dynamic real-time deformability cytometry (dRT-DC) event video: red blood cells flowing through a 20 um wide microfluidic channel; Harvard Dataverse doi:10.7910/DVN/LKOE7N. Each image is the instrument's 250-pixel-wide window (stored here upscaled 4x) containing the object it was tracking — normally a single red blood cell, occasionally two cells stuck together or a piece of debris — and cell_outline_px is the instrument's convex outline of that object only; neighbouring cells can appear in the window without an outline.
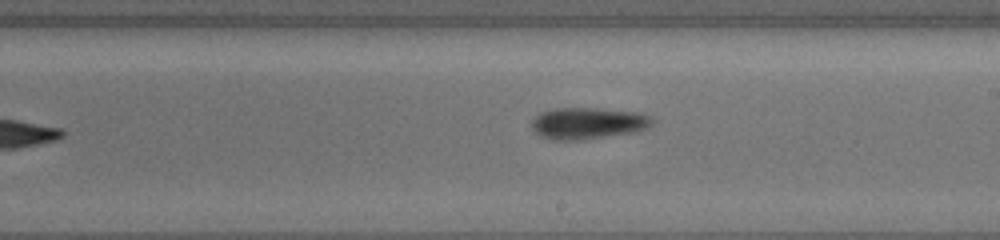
{"species": "common noctule bat (a hibernating species)", "species_latin": "Nyctalus noctula", "temperature_condition": "cold", "stored_images_in_passage": 7, "camera_frame_rate_fps": 3000, "um_per_image_px": 0.085, "animal": {"sex": "female", "body_mass_g": 19.5, "forearm_length_mm": 54.1}, "frame": {"image": 1, "passage_image": 7, "time_ms": 5.667, "image_size_px": [1000, 240], "cell_outline_px": [[652, 124], [648, 128], [632, 132], [572, 140], [552, 140], [536, 132], [532, 128], [532, 120], [540, 112], [556, 108], [596, 108], [640, 112], [652, 116]], "centroid_in_image_um": [49.98, 10.45], "position_along_channel_um": 239.0, "area_um2": 21.85}}